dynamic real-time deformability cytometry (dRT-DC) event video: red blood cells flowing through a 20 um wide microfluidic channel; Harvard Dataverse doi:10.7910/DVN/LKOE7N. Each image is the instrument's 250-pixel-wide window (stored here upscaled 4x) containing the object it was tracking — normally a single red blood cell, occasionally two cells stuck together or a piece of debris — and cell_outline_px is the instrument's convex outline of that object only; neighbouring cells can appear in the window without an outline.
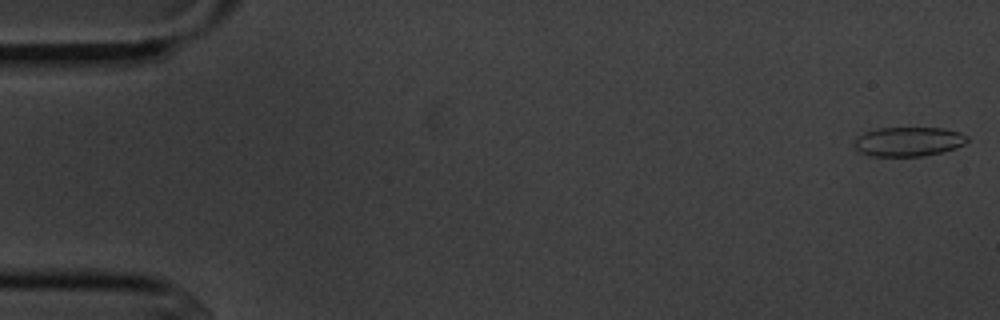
{"species": "common noctule bat (a hibernating species)", "species_latin": "Nyctalus noctula", "temperature_condition": "cold", "stored_images_in_passage": 6, "camera_frame_rate_fps": 3000, "um_per_image_px": 0.085, "animal": {"sex": "male", "body_mass_g": 20.1, "forearm_length_mm": 53.5}, "frame": {"image": 1, "passage_image": 1, "time_ms": 0.0, "image_size_px": [1000, 320], "cell_outline_px": [[968, 140], [964, 144], [956, 148], [924, 156], [872, 156], [860, 152], [856, 148], [852, 140], [856, 136], [864, 132], [876, 128], [944, 128], [960, 132], [968, 136]], "centroid_in_image_um": [77.19, 12.03], "position_along_channel_um": 7.8, "area_um2": 19.48}}